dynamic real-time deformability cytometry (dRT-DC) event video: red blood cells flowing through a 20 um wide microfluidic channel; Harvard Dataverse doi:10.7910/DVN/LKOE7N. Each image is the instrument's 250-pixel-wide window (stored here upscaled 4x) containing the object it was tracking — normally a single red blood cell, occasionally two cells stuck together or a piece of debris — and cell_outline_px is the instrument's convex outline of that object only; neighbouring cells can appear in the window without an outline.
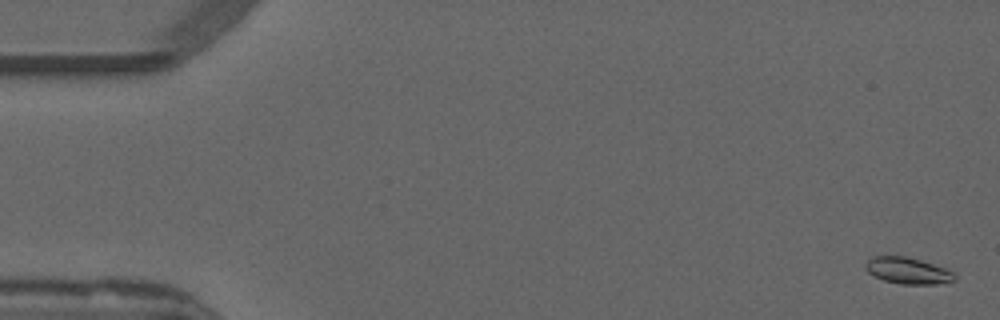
{"species": "common noctule bat (a hibernating species)", "species_latin": "Nyctalus noctula", "temperature_condition": "warm", "stored_images_in_passage": 54, "camera_frame_rate_fps": 3000, "um_per_image_px": 0.085, "animal": {"sex": "male", "forearm_length_mm": 52.5}, "frame": {"image": 1, "passage_image": 2, "time_ms": 0.333, "image_size_px": [1000, 320], "cell_outline_px": [[956, 280], [936, 284], [900, 284], [884, 280], [868, 272], [864, 268], [864, 264], [872, 256], [904, 256], [920, 260], [956, 272]], "centroid_in_image_um": [77.17, 23.01], "position_along_channel_um": 7.8, "area_um2": 13.7}}
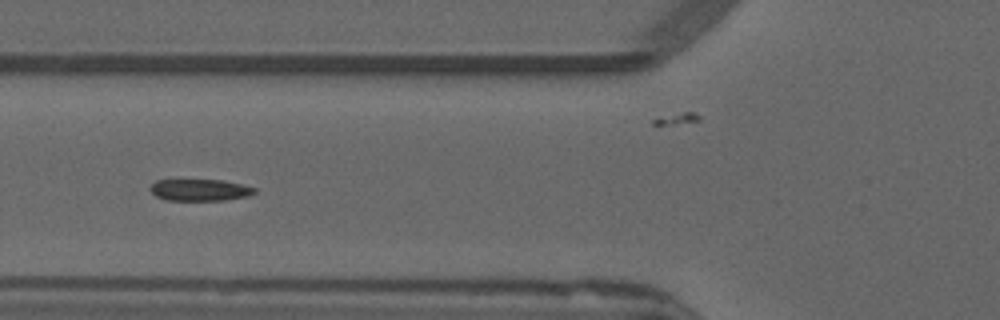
{"frame": {"image": 2, "passage_image": 21, "time_ms": 6.667, "image_size_px": [1000, 320], "cell_outline_px": [[256, 192], [248, 196], [224, 200], [168, 200], [156, 196], [148, 188], [156, 180], [224, 180], [244, 184], [256, 188]], "centroid_in_image_um": [17.02, 16.14], "position_along_channel_um": 108.8, "area_um2": 13.24}}
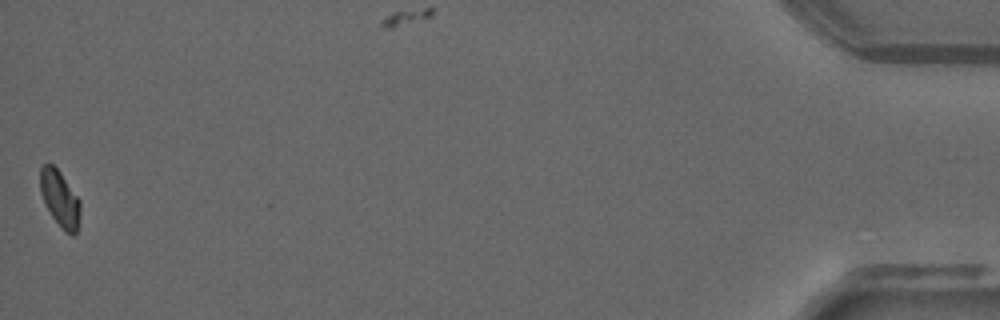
{"frame": {"image": 3, "passage_image": 54, "time_ms": 17.667, "image_size_px": [1000, 320], "cell_outline_px": [[80, 212], [76, 232], [72, 236], [64, 232], [52, 216], [40, 192], [40, 168], [44, 164], [52, 164], [60, 172], [80, 200]], "centroid_in_image_um": [5.09, 16.89], "position_along_channel_um": 430.1, "area_um2": 12.95}, "authors_computed_cell_mechanics": {"area_um2": 13.9587, "velocity_mm_per_s": 3.8456, "shape_relaxation_time_tau1_ms": 6.7836, "shape_relaxation_time_tau2_ms": null, "deformation_change_tau1": 0.1643, "deformation_change_tau2": null}}